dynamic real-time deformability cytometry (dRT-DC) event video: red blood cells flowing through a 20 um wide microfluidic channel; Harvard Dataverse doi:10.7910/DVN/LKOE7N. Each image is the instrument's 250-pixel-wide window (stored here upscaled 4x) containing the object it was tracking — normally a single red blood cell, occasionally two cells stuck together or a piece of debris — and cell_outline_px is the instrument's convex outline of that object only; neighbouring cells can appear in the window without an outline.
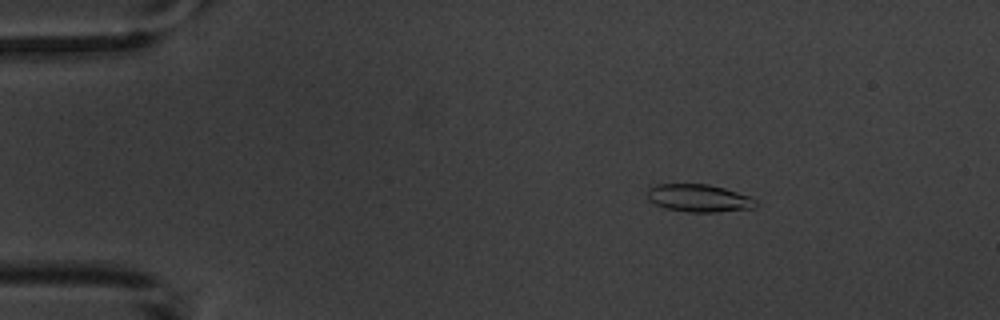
{"species": "common noctule bat (a hibernating species)", "species_latin": "Nyctalus noctula", "temperature_condition": "warm", "stored_images_in_passage": 1, "camera_frame_rate_fps": 3000, "um_per_image_px": 0.085, "animal": {"sex": "male", "body_mass_g": 20.1, "forearm_length_mm": 53.5}, "frame": {"image": 1, "passage_image": 1, "time_ms": 0.0, "image_size_px": [1000, 320], "cell_outline_px": [[756, 204], [752, 208], [716, 212], [688, 212], [668, 208], [656, 204], [648, 200], [648, 188], [656, 184], [708, 184], [724, 188], [748, 196], [756, 200]], "centroid_in_image_um": [59.38, 16.83], "position_along_channel_um": 25.6, "area_um2": 17.22}}